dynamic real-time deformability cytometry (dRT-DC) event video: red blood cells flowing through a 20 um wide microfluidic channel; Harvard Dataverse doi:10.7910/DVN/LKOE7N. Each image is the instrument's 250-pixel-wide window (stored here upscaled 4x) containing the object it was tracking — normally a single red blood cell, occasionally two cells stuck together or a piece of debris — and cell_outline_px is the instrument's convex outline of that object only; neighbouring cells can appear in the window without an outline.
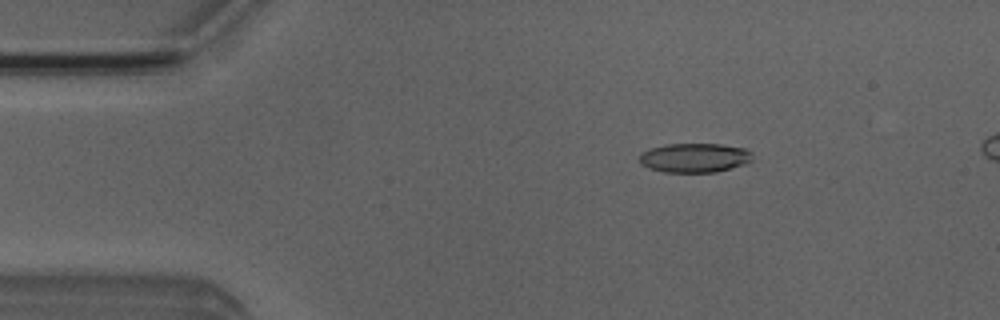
{"species": "Egyptian fruit bat (a non-hibernating species)", "species_latin": "Rousettus aegyptiacus", "temperature_condition": "room temperature", "stored_images_in_passage": 7, "camera_frame_rate_fps": 3000, "um_per_image_px": 0.085, "animal": {"sex": "male"}, "frame": {"image": 1, "passage_image": 3, "time_ms": 2.333, "image_size_px": [1000, 320], "cell_outline_px": [[752, 160], [744, 164], [716, 172], [664, 172], [648, 168], [640, 164], [640, 152], [652, 148], [668, 144], [720, 144], [748, 148], [752, 152]], "centroid_in_image_um": [59.05, 13.41], "position_along_channel_um": 25.9, "area_um2": 19.36}}